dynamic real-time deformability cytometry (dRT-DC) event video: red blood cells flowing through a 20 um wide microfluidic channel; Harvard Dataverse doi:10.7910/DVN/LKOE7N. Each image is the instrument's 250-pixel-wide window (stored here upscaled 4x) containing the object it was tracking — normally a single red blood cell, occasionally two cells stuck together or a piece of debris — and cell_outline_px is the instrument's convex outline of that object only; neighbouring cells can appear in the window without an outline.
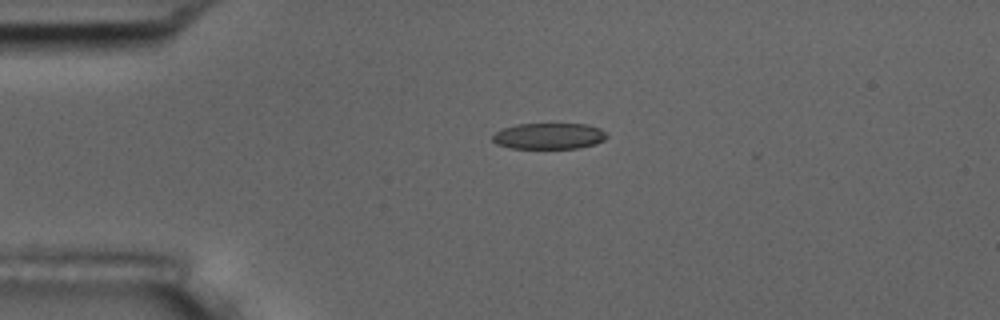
{"species": "common noctule bat (a hibernating species)", "species_latin": "Nyctalus noctula", "temperature_condition": "room temperature", "stored_images_in_passage": 2, "camera_frame_rate_fps": 3000, "um_per_image_px": 0.085, "animal": {"sex": "male", "body_mass_g": 17.5, "forearm_length_mm": 52.3}, "frame": {"image": 1, "passage_image": 1, "time_ms": 0.0, "image_size_px": [1000, 320], "cell_outline_px": [[608, 136], [604, 140], [596, 144], [580, 148], [512, 148], [496, 144], [492, 140], [492, 136], [496, 132], [504, 128], [516, 124], [588, 124], [600, 128]], "centroid_in_image_um": [46.68, 11.56], "position_along_channel_um": 38.3, "area_um2": 17.4}}